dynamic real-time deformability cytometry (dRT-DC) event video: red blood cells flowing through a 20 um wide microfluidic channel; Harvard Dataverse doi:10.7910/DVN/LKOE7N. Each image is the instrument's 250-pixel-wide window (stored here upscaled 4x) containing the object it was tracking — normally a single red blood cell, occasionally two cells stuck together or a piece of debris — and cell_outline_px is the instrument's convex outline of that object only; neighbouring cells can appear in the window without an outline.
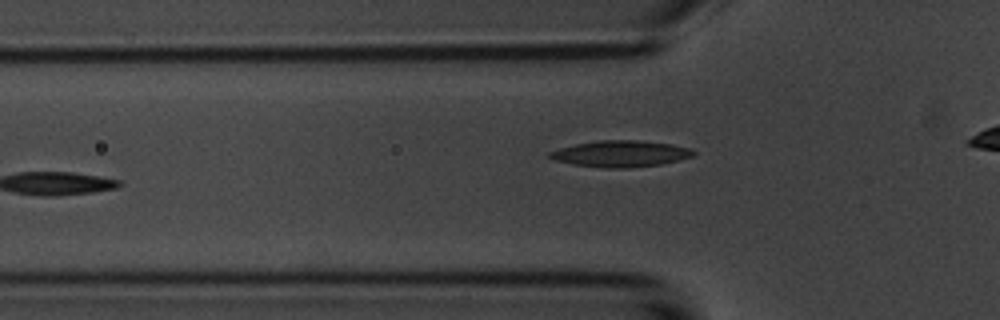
{"species": "common noctule bat (a hibernating species)", "species_latin": "Nyctalus noctula", "temperature_condition": "room temperature", "stored_images_in_passage": 11, "camera_frame_rate_fps": 3000, "um_per_image_px": 0.085, "animal": {"sex": "male", "body_mass_g": 20.1, "forearm_length_mm": 53.5}, "frame": {"image": 1, "passage_image": 5, "time_ms": 5.333, "image_size_px": [1000, 320], "cell_outline_px": [[696, 156], [680, 160], [660, 164], [628, 168], [608, 168], [572, 164], [556, 160], [548, 156], [548, 152], [560, 148], [576, 144], [600, 140], [636, 140], [672, 144], [692, 148], [696, 152]], "centroid_in_image_um": [52.82, 13.06], "position_along_channel_um": 73.0, "area_um2": 22.08}}
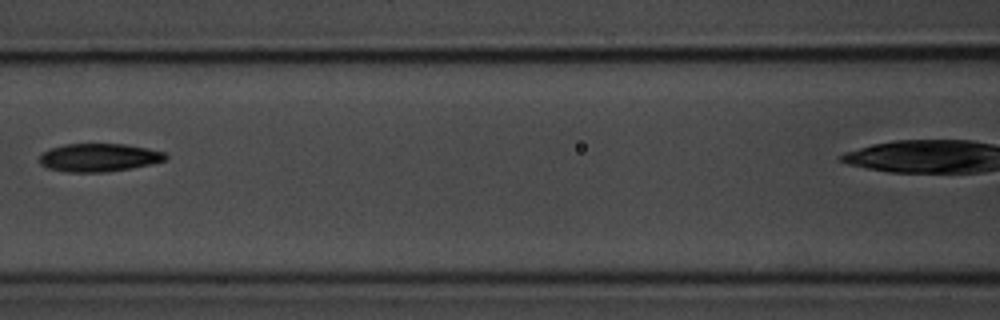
{"frame": {"image": 2, "passage_image": 7, "time_ms": 7.667, "image_size_px": [1000, 320], "cell_outline_px": [[168, 156], [164, 160], [148, 164], [128, 168], [104, 172], [68, 172], [48, 168], [40, 164], [40, 152], [64, 144], [124, 144], [148, 148], [164, 152]], "centroid_in_image_um": [8.36, 13.38], "position_along_channel_um": 158.2, "area_um2": 20.46}}
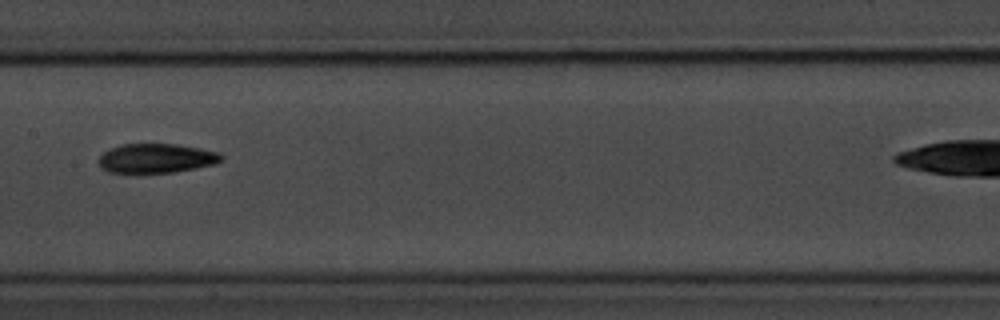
{"frame": {"image": 3, "passage_image": 8, "time_ms": 8.667, "image_size_px": [1000, 320], "cell_outline_px": [[224, 160], [216, 164], [196, 168], [172, 172], [108, 172], [100, 168], [100, 156], [104, 152], [112, 148], [124, 144], [176, 144], [200, 148], [220, 152], [224, 156]], "centroid_in_image_um": [13.36, 13.45], "position_along_channel_um": 194.0, "area_um2": 20.87}}